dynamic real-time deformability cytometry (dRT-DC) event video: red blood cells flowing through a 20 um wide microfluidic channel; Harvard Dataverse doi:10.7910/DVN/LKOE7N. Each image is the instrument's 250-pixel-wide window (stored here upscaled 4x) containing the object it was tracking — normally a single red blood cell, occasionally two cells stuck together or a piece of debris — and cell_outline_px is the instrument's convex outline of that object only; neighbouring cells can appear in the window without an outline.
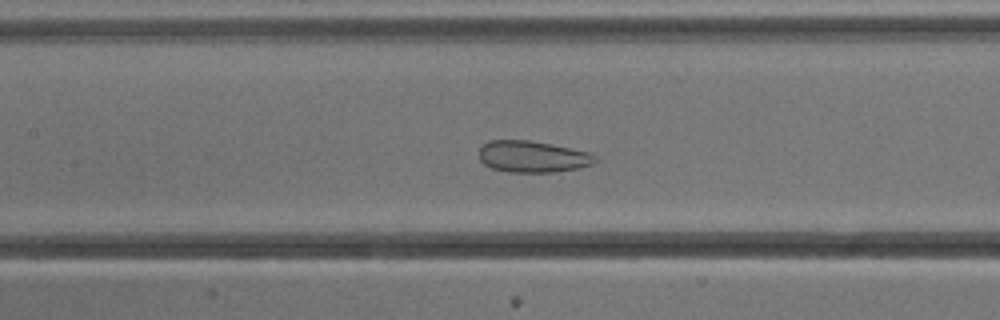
{"species": "common noctule bat (a hibernating species)", "species_latin": "Nyctalus noctula", "temperature_condition": "cold", "stored_images_in_passage": 42, "camera_frame_rate_fps": 3000, "um_per_image_px": 0.085, "animal": {"sex": "male", "body_mass_g": 13.3}, "frame": {"image": 1, "passage_image": 17, "time_ms": 5.333, "image_size_px": [1000, 320], "cell_outline_px": [[596, 160], [592, 164], [576, 168], [556, 172], [508, 172], [492, 168], [484, 164], [480, 160], [480, 148], [488, 140], [528, 140], [552, 144], [592, 152], [596, 156]], "centroid_in_image_um": [45.28, 13.31], "position_along_channel_um": 162.1, "area_um2": 21.39}}
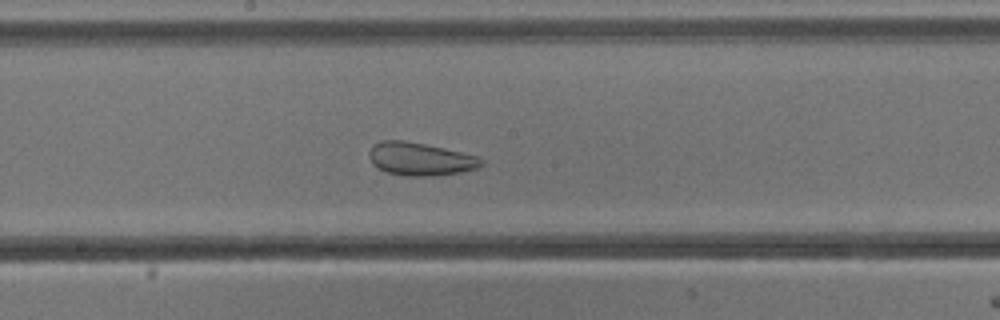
{"frame": {"image": 2, "passage_image": 21, "time_ms": 6.667, "image_size_px": [1000, 320], "cell_outline_px": [[484, 164], [476, 168], [460, 172], [436, 176], [404, 176], [388, 172], [372, 164], [368, 156], [368, 152], [372, 144], [380, 140], [404, 140], [424, 144], [480, 156], [484, 160]], "centroid_in_image_um": [35.71, 13.51], "position_along_channel_um": 212.5, "area_um2": 21.73}}
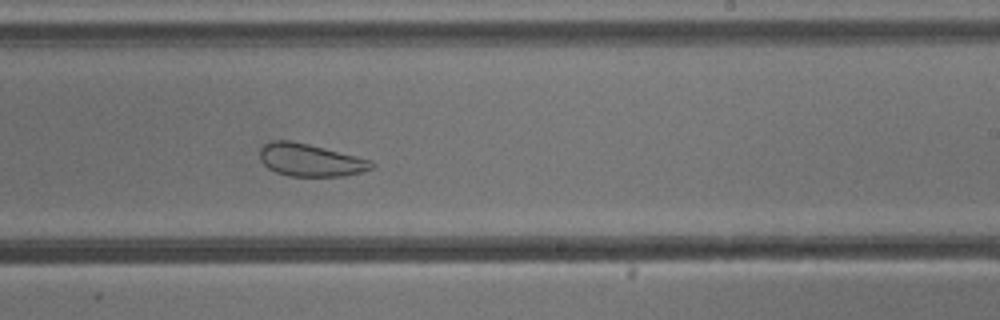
{"frame": {"image": 3, "passage_image": 25, "time_ms": 8.0, "image_size_px": [1000, 320], "cell_outline_px": [[376, 164], [372, 168], [360, 172], [344, 176], [288, 176], [276, 172], [268, 168], [260, 160], [260, 148], [264, 144], [272, 140], [288, 140], [308, 144], [372, 160]], "centroid_in_image_um": [26.36, 13.61], "position_along_channel_um": 262.6, "area_um2": 21.15}, "authors_computed_cell_mechanics": {"area_um2": 28.033, "velocity_mm_per_s": 3.786, "shape_relaxation_time_tau1_ms": null, "shape_relaxation_time_tau2_ms": 1.5072, "deformation_change_tau1": null, "deformation_change_tau2": 0.0873}}